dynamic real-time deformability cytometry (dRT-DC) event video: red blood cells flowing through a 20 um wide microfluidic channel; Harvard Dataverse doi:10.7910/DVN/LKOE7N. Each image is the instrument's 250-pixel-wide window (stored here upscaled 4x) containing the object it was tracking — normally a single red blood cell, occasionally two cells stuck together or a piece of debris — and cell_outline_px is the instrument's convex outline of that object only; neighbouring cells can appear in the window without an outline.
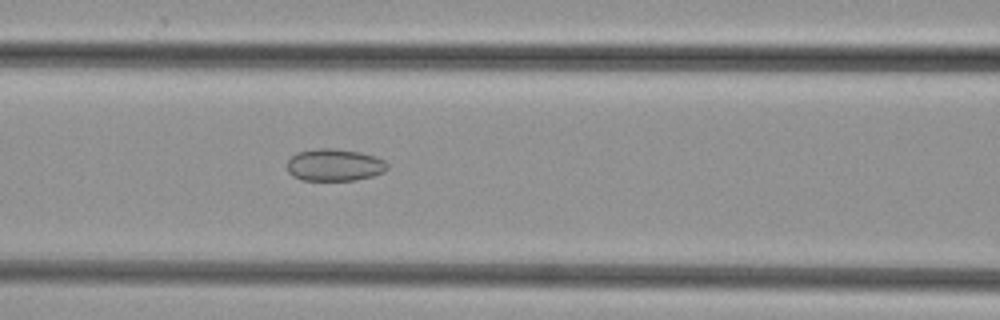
{"species": "common noctule bat (a hibernating species)", "species_latin": "Nyctalus noctula", "temperature_condition": "cold", "stored_images_in_passage": 45, "camera_frame_rate_fps": 3000, "um_per_image_px": 0.085, "animal": {"sex": "female", "body_mass_g": 29.2, "forearm_length_mm": 56.3}, "frame": {"image": 1, "passage_image": 17, "time_ms": 5.333, "image_size_px": [1000, 320], "cell_outline_px": [[388, 168], [384, 172], [372, 176], [356, 180], [300, 180], [292, 176], [288, 172], [288, 160], [296, 152], [316, 148], [332, 148], [360, 152], [376, 156], [384, 160], [388, 164]], "centroid_in_image_um": [28.43, 14.02], "position_along_channel_um": 138.2, "area_um2": 18.96}}
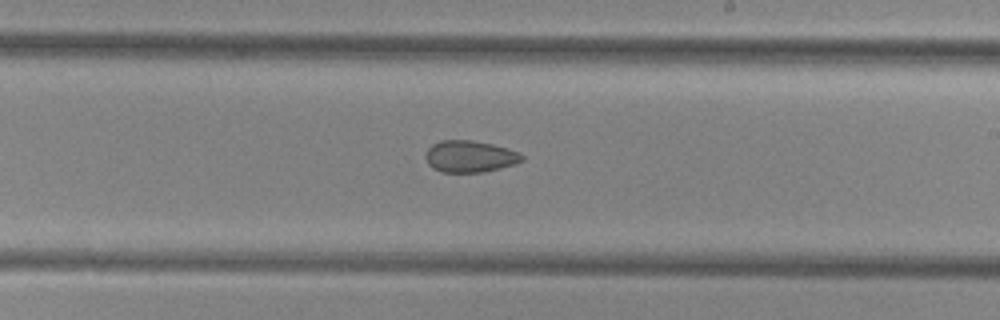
{"frame": {"image": 2, "passage_image": 25, "time_ms": 8.0, "image_size_px": [1000, 320], "cell_outline_px": [[524, 160], [516, 164], [484, 172], [440, 172], [432, 168], [428, 164], [424, 156], [428, 148], [432, 144], [440, 140], [472, 140], [492, 144], [516, 152], [524, 156]], "centroid_in_image_um": [39.9, 13.3], "position_along_channel_um": 249.1, "area_um2": 17.86}}
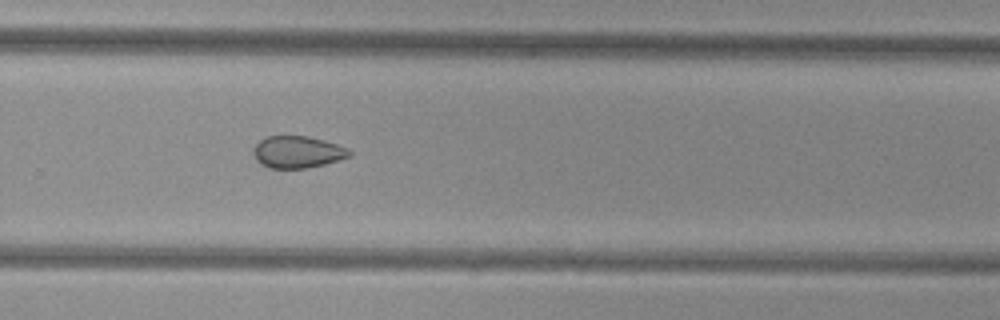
{"frame": {"image": 3, "passage_image": 29, "time_ms": 9.333, "image_size_px": [1000, 320], "cell_outline_px": [[352, 156], [324, 164], [308, 168], [268, 168], [260, 164], [256, 160], [252, 152], [256, 144], [264, 136], [308, 136], [324, 140], [348, 148], [352, 152]], "centroid_in_image_um": [25.28, 12.92], "position_along_channel_um": 304.5, "area_um2": 18.03}}